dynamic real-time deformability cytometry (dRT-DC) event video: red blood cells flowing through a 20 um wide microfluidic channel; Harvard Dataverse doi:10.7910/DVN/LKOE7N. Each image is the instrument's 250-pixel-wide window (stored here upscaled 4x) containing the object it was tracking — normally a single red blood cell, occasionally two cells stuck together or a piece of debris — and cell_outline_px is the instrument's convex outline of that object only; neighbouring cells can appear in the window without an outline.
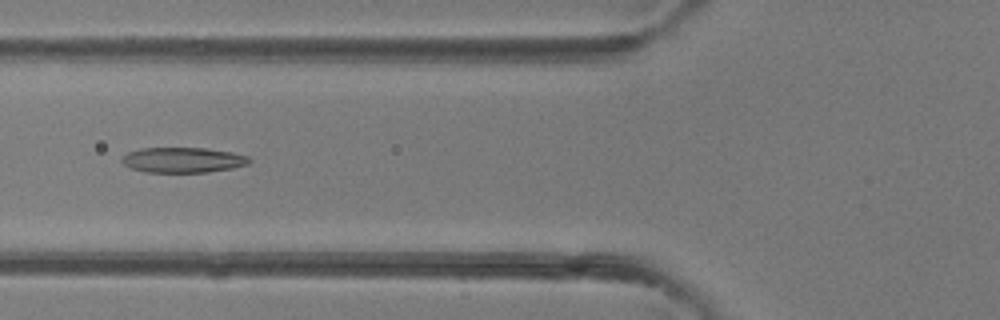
{"species": "common noctule bat (a hibernating species)", "species_latin": "Nyctalus noctula", "temperature_condition": "room temperature", "stored_images_in_passage": 4, "camera_frame_rate_fps": 3000, "um_per_image_px": 0.085, "animal": {"sex": "female"}, "frame": {"image": 1, "passage_image": 4, "time_ms": 3.333, "image_size_px": [1000, 320], "cell_outline_px": [[252, 160], [248, 164], [232, 168], [208, 172], [144, 172], [132, 168], [124, 164], [120, 160], [128, 152], [140, 148], [204, 148], [232, 152], [248, 156]], "centroid_in_image_um": [15.56, 13.6], "position_along_channel_um": 110.2, "area_um2": 18.73}}